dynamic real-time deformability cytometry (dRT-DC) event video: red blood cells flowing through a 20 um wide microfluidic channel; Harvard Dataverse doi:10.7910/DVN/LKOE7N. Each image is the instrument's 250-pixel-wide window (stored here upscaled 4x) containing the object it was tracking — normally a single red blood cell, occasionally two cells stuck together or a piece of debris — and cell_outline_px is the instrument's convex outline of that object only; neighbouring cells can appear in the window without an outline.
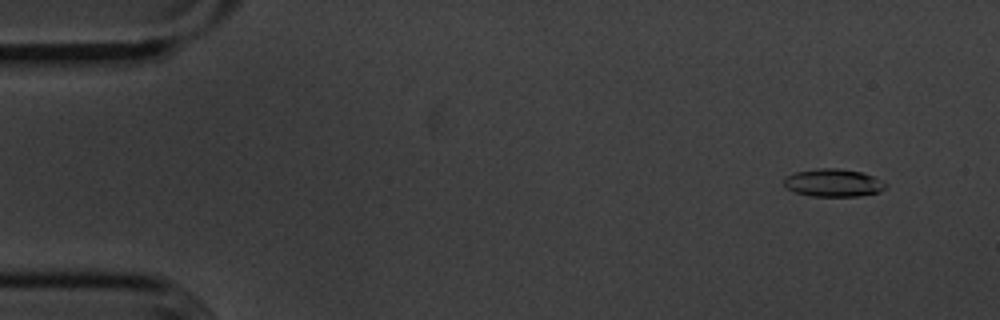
{"species": "common noctule bat (a hibernating species)", "species_latin": "Nyctalus noctula", "temperature_condition": "cold", "stored_images_in_passage": 56, "camera_frame_rate_fps": 3000, "um_per_image_px": 0.085, "animal": {"sex": "male", "body_mass_g": 20.1, "forearm_length_mm": 53.5}, "frame": {"image": 1, "passage_image": 5, "time_ms": 1.333, "image_size_px": [1000, 320], "cell_outline_px": [[888, 184], [880, 192], [860, 196], [812, 196], [796, 192], [784, 188], [784, 176], [796, 172], [816, 168], [840, 168], [860, 172], [872, 176]], "centroid_in_image_um": [70.8, 15.54], "position_along_channel_um": 14.2, "area_um2": 16.53}}
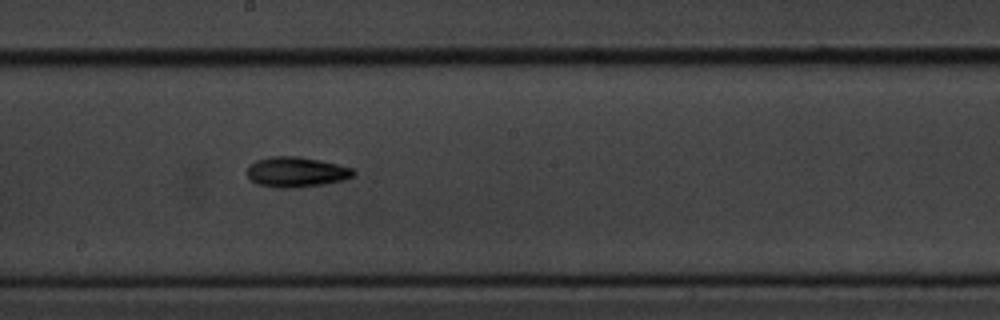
{"frame": {"image": 2, "passage_image": 31, "time_ms": 10.0, "image_size_px": [1000, 320], "cell_outline_px": [[356, 172], [352, 176], [340, 180], [324, 184], [296, 188], [280, 188], [256, 184], [248, 176], [248, 168], [256, 160], [272, 156], [300, 156], [320, 160], [352, 168]], "centroid_in_image_um": [25.17, 14.62], "position_along_channel_um": 223.0, "area_um2": 18.55}}
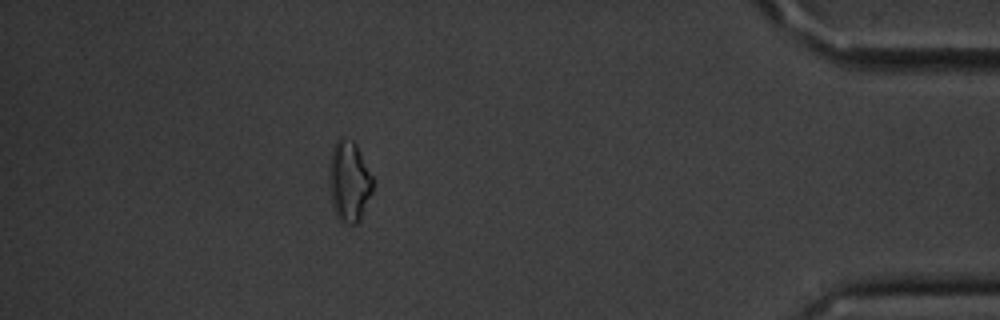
{"frame": {"image": 3, "passage_image": 50, "time_ms": 16.333, "image_size_px": [1000, 320], "cell_outline_px": [[372, 192], [360, 220], [356, 224], [348, 224], [340, 220], [336, 216], [332, 208], [328, 184], [328, 168], [332, 148], [336, 140], [340, 136], [352, 140], [356, 144], [372, 176]], "centroid_in_image_um": [29.63, 15.41], "position_along_channel_um": 405.6, "area_um2": 20.87}, "authors_computed_cell_mechanics": {"area_um2": 17.34, "velocity_mm_per_s": 3.6259, "shape_relaxation_time_tau1_ms": 2.1752, "shape_relaxation_time_tau2_ms": null, "deformation_change_tau1": 0.0965, "deformation_change_tau2": null}}